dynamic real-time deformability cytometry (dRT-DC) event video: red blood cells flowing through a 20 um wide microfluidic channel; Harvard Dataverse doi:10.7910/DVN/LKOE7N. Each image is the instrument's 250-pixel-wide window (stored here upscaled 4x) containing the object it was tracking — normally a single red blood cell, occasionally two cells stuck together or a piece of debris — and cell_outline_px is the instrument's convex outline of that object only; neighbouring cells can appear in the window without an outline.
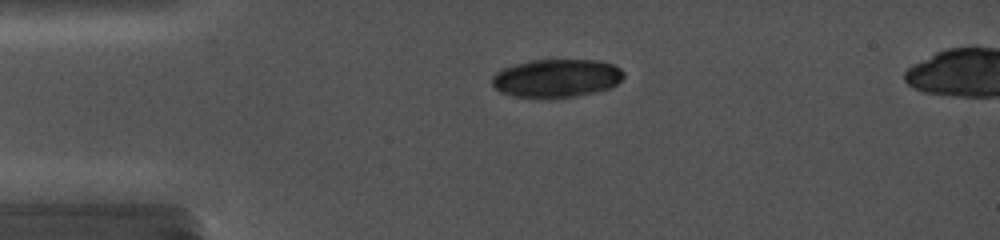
{"species": "common noctule bat (a hibernating species)", "species_latin": "Nyctalus noctula", "temperature_condition": "cold", "stored_images_in_passage": 3, "camera_frame_rate_fps": 5000, "um_per_image_px": 0.085, "animal": {"sex": "female", "body_mass_g": 19.0, "forearm_length_mm": 56.7}, "frame": {"image": 1, "passage_image": 1, "time_ms": 0.0, "image_size_px": [1000, 240], "cell_outline_px": [[624, 76], [612, 88], [572, 96], [512, 96], [500, 92], [492, 84], [492, 76], [496, 72], [504, 68], [516, 64], [532, 60], [600, 60], [612, 64], [620, 68], [624, 72]], "centroid_in_image_um": [47.32, 6.62], "position_along_channel_um": 37.7, "area_um2": 28.78}}